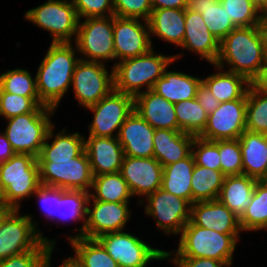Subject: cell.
Returning a JSON list of instances; mask_svg holds the SVG:
<instances>
[{
  "label": "cell",
  "mask_w": 267,
  "mask_h": 267,
  "mask_svg": "<svg viewBox=\"0 0 267 267\" xmlns=\"http://www.w3.org/2000/svg\"><path fill=\"white\" fill-rule=\"evenodd\" d=\"M240 234H222L189 221L182 229L173 257L211 258L232 264Z\"/></svg>",
  "instance_id": "5"
},
{
  "label": "cell",
  "mask_w": 267,
  "mask_h": 267,
  "mask_svg": "<svg viewBox=\"0 0 267 267\" xmlns=\"http://www.w3.org/2000/svg\"><path fill=\"white\" fill-rule=\"evenodd\" d=\"M247 99L222 102L208 115L204 131L198 136L208 141L239 139L246 130Z\"/></svg>",
  "instance_id": "15"
},
{
  "label": "cell",
  "mask_w": 267,
  "mask_h": 267,
  "mask_svg": "<svg viewBox=\"0 0 267 267\" xmlns=\"http://www.w3.org/2000/svg\"><path fill=\"white\" fill-rule=\"evenodd\" d=\"M15 154L5 134L0 133V164L7 161Z\"/></svg>",
  "instance_id": "52"
},
{
  "label": "cell",
  "mask_w": 267,
  "mask_h": 267,
  "mask_svg": "<svg viewBox=\"0 0 267 267\" xmlns=\"http://www.w3.org/2000/svg\"><path fill=\"white\" fill-rule=\"evenodd\" d=\"M178 131L198 137L207 123L208 114L196 98L183 100L174 104Z\"/></svg>",
  "instance_id": "36"
},
{
  "label": "cell",
  "mask_w": 267,
  "mask_h": 267,
  "mask_svg": "<svg viewBox=\"0 0 267 267\" xmlns=\"http://www.w3.org/2000/svg\"><path fill=\"white\" fill-rule=\"evenodd\" d=\"M13 209L0 228V261L32 250H54L56 239L41 234L30 214L20 215Z\"/></svg>",
  "instance_id": "6"
},
{
  "label": "cell",
  "mask_w": 267,
  "mask_h": 267,
  "mask_svg": "<svg viewBox=\"0 0 267 267\" xmlns=\"http://www.w3.org/2000/svg\"><path fill=\"white\" fill-rule=\"evenodd\" d=\"M214 66L215 69L217 68V73L214 72L202 79V82L209 88L213 96L220 103L247 99V90L250 82L240 74L227 71L216 65Z\"/></svg>",
  "instance_id": "28"
},
{
  "label": "cell",
  "mask_w": 267,
  "mask_h": 267,
  "mask_svg": "<svg viewBox=\"0 0 267 267\" xmlns=\"http://www.w3.org/2000/svg\"><path fill=\"white\" fill-rule=\"evenodd\" d=\"M252 1L261 9L267 0H252Z\"/></svg>",
  "instance_id": "58"
},
{
  "label": "cell",
  "mask_w": 267,
  "mask_h": 267,
  "mask_svg": "<svg viewBox=\"0 0 267 267\" xmlns=\"http://www.w3.org/2000/svg\"><path fill=\"white\" fill-rule=\"evenodd\" d=\"M225 175L221 170H214L194 165L191 189L194 202L216 200L224 182Z\"/></svg>",
  "instance_id": "33"
},
{
  "label": "cell",
  "mask_w": 267,
  "mask_h": 267,
  "mask_svg": "<svg viewBox=\"0 0 267 267\" xmlns=\"http://www.w3.org/2000/svg\"><path fill=\"white\" fill-rule=\"evenodd\" d=\"M54 127L49 128L37 157L40 184L90 193L94 176L85 151L84 135L79 132L67 134L65 128L55 135Z\"/></svg>",
  "instance_id": "1"
},
{
  "label": "cell",
  "mask_w": 267,
  "mask_h": 267,
  "mask_svg": "<svg viewBox=\"0 0 267 267\" xmlns=\"http://www.w3.org/2000/svg\"><path fill=\"white\" fill-rule=\"evenodd\" d=\"M72 44L51 42L35 75L40 102L55 110L71 87L75 66L81 58L76 56L77 49Z\"/></svg>",
  "instance_id": "2"
},
{
  "label": "cell",
  "mask_w": 267,
  "mask_h": 267,
  "mask_svg": "<svg viewBox=\"0 0 267 267\" xmlns=\"http://www.w3.org/2000/svg\"><path fill=\"white\" fill-rule=\"evenodd\" d=\"M119 267H146L152 260H165L166 251L154 248L128 232H110L97 238Z\"/></svg>",
  "instance_id": "11"
},
{
  "label": "cell",
  "mask_w": 267,
  "mask_h": 267,
  "mask_svg": "<svg viewBox=\"0 0 267 267\" xmlns=\"http://www.w3.org/2000/svg\"><path fill=\"white\" fill-rule=\"evenodd\" d=\"M244 76L251 82L267 63L257 26L236 27L219 42L215 63L220 68Z\"/></svg>",
  "instance_id": "3"
},
{
  "label": "cell",
  "mask_w": 267,
  "mask_h": 267,
  "mask_svg": "<svg viewBox=\"0 0 267 267\" xmlns=\"http://www.w3.org/2000/svg\"><path fill=\"white\" fill-rule=\"evenodd\" d=\"M13 210L9 206H0V228L5 219V217Z\"/></svg>",
  "instance_id": "56"
},
{
  "label": "cell",
  "mask_w": 267,
  "mask_h": 267,
  "mask_svg": "<svg viewBox=\"0 0 267 267\" xmlns=\"http://www.w3.org/2000/svg\"><path fill=\"white\" fill-rule=\"evenodd\" d=\"M150 35L180 47L185 36V9H153L148 20Z\"/></svg>",
  "instance_id": "26"
},
{
  "label": "cell",
  "mask_w": 267,
  "mask_h": 267,
  "mask_svg": "<svg viewBox=\"0 0 267 267\" xmlns=\"http://www.w3.org/2000/svg\"><path fill=\"white\" fill-rule=\"evenodd\" d=\"M151 39L148 21L113 16V42L117 62L149 52L153 48Z\"/></svg>",
  "instance_id": "16"
},
{
  "label": "cell",
  "mask_w": 267,
  "mask_h": 267,
  "mask_svg": "<svg viewBox=\"0 0 267 267\" xmlns=\"http://www.w3.org/2000/svg\"><path fill=\"white\" fill-rule=\"evenodd\" d=\"M241 231H260L267 229V183L257 181L251 203L239 217Z\"/></svg>",
  "instance_id": "34"
},
{
  "label": "cell",
  "mask_w": 267,
  "mask_h": 267,
  "mask_svg": "<svg viewBox=\"0 0 267 267\" xmlns=\"http://www.w3.org/2000/svg\"><path fill=\"white\" fill-rule=\"evenodd\" d=\"M195 136L178 130L155 129L154 158L164 167L188 157L192 153Z\"/></svg>",
  "instance_id": "24"
},
{
  "label": "cell",
  "mask_w": 267,
  "mask_h": 267,
  "mask_svg": "<svg viewBox=\"0 0 267 267\" xmlns=\"http://www.w3.org/2000/svg\"><path fill=\"white\" fill-rule=\"evenodd\" d=\"M201 83L202 79L197 76L179 71H167L166 68L163 75L155 82L152 91L175 104L196 98L197 88Z\"/></svg>",
  "instance_id": "27"
},
{
  "label": "cell",
  "mask_w": 267,
  "mask_h": 267,
  "mask_svg": "<svg viewBox=\"0 0 267 267\" xmlns=\"http://www.w3.org/2000/svg\"><path fill=\"white\" fill-rule=\"evenodd\" d=\"M198 12L202 15L209 31L219 42L236 28L219 0L213 6L198 8Z\"/></svg>",
  "instance_id": "41"
},
{
  "label": "cell",
  "mask_w": 267,
  "mask_h": 267,
  "mask_svg": "<svg viewBox=\"0 0 267 267\" xmlns=\"http://www.w3.org/2000/svg\"><path fill=\"white\" fill-rule=\"evenodd\" d=\"M250 84L260 93L267 95V63Z\"/></svg>",
  "instance_id": "51"
},
{
  "label": "cell",
  "mask_w": 267,
  "mask_h": 267,
  "mask_svg": "<svg viewBox=\"0 0 267 267\" xmlns=\"http://www.w3.org/2000/svg\"><path fill=\"white\" fill-rule=\"evenodd\" d=\"M243 174L258 181L267 179V142L262 133L245 130L239 137Z\"/></svg>",
  "instance_id": "25"
},
{
  "label": "cell",
  "mask_w": 267,
  "mask_h": 267,
  "mask_svg": "<svg viewBox=\"0 0 267 267\" xmlns=\"http://www.w3.org/2000/svg\"><path fill=\"white\" fill-rule=\"evenodd\" d=\"M120 173L127 182L133 196H139L138 204L143 205L147 195L161 188L163 166L154 158L125 156Z\"/></svg>",
  "instance_id": "18"
},
{
  "label": "cell",
  "mask_w": 267,
  "mask_h": 267,
  "mask_svg": "<svg viewBox=\"0 0 267 267\" xmlns=\"http://www.w3.org/2000/svg\"><path fill=\"white\" fill-rule=\"evenodd\" d=\"M180 48L200 55V59L215 65L219 41L209 31L199 12L185 9V36Z\"/></svg>",
  "instance_id": "20"
},
{
  "label": "cell",
  "mask_w": 267,
  "mask_h": 267,
  "mask_svg": "<svg viewBox=\"0 0 267 267\" xmlns=\"http://www.w3.org/2000/svg\"><path fill=\"white\" fill-rule=\"evenodd\" d=\"M263 135H264L265 140H266V142H267V132H265Z\"/></svg>",
  "instance_id": "60"
},
{
  "label": "cell",
  "mask_w": 267,
  "mask_h": 267,
  "mask_svg": "<svg viewBox=\"0 0 267 267\" xmlns=\"http://www.w3.org/2000/svg\"><path fill=\"white\" fill-rule=\"evenodd\" d=\"M114 16L148 21L153 10L151 0H113Z\"/></svg>",
  "instance_id": "44"
},
{
  "label": "cell",
  "mask_w": 267,
  "mask_h": 267,
  "mask_svg": "<svg viewBox=\"0 0 267 267\" xmlns=\"http://www.w3.org/2000/svg\"><path fill=\"white\" fill-rule=\"evenodd\" d=\"M134 110L154 129L178 130L174 104L152 90L134 97Z\"/></svg>",
  "instance_id": "23"
},
{
  "label": "cell",
  "mask_w": 267,
  "mask_h": 267,
  "mask_svg": "<svg viewBox=\"0 0 267 267\" xmlns=\"http://www.w3.org/2000/svg\"><path fill=\"white\" fill-rule=\"evenodd\" d=\"M67 240L75 253L70 258L79 267H119L97 239L70 235Z\"/></svg>",
  "instance_id": "31"
},
{
  "label": "cell",
  "mask_w": 267,
  "mask_h": 267,
  "mask_svg": "<svg viewBox=\"0 0 267 267\" xmlns=\"http://www.w3.org/2000/svg\"><path fill=\"white\" fill-rule=\"evenodd\" d=\"M105 65L81 59L77 62L71 86L80 106L96 104L114 89L113 67L109 73Z\"/></svg>",
  "instance_id": "12"
},
{
  "label": "cell",
  "mask_w": 267,
  "mask_h": 267,
  "mask_svg": "<svg viewBox=\"0 0 267 267\" xmlns=\"http://www.w3.org/2000/svg\"><path fill=\"white\" fill-rule=\"evenodd\" d=\"M77 16L81 18H96L114 16L113 0H72Z\"/></svg>",
  "instance_id": "45"
},
{
  "label": "cell",
  "mask_w": 267,
  "mask_h": 267,
  "mask_svg": "<svg viewBox=\"0 0 267 267\" xmlns=\"http://www.w3.org/2000/svg\"><path fill=\"white\" fill-rule=\"evenodd\" d=\"M188 0H151L153 9L175 8L186 9Z\"/></svg>",
  "instance_id": "50"
},
{
  "label": "cell",
  "mask_w": 267,
  "mask_h": 267,
  "mask_svg": "<svg viewBox=\"0 0 267 267\" xmlns=\"http://www.w3.org/2000/svg\"><path fill=\"white\" fill-rule=\"evenodd\" d=\"M51 115L54 113H27L6 119L4 134L15 153L39 156L53 125Z\"/></svg>",
  "instance_id": "10"
},
{
  "label": "cell",
  "mask_w": 267,
  "mask_h": 267,
  "mask_svg": "<svg viewBox=\"0 0 267 267\" xmlns=\"http://www.w3.org/2000/svg\"><path fill=\"white\" fill-rule=\"evenodd\" d=\"M154 133L155 129L133 110L116 134L125 156L152 158Z\"/></svg>",
  "instance_id": "19"
},
{
  "label": "cell",
  "mask_w": 267,
  "mask_h": 267,
  "mask_svg": "<svg viewBox=\"0 0 267 267\" xmlns=\"http://www.w3.org/2000/svg\"><path fill=\"white\" fill-rule=\"evenodd\" d=\"M24 18L49 31L52 43L72 42L76 38L79 18L72 0H48L26 11Z\"/></svg>",
  "instance_id": "8"
},
{
  "label": "cell",
  "mask_w": 267,
  "mask_h": 267,
  "mask_svg": "<svg viewBox=\"0 0 267 267\" xmlns=\"http://www.w3.org/2000/svg\"><path fill=\"white\" fill-rule=\"evenodd\" d=\"M77 52L82 54L81 60L101 62L114 60L113 16L85 18L78 23L74 39ZM87 57V58H86Z\"/></svg>",
  "instance_id": "9"
},
{
  "label": "cell",
  "mask_w": 267,
  "mask_h": 267,
  "mask_svg": "<svg viewBox=\"0 0 267 267\" xmlns=\"http://www.w3.org/2000/svg\"><path fill=\"white\" fill-rule=\"evenodd\" d=\"M218 0H188L187 8L198 12V8L213 6Z\"/></svg>",
  "instance_id": "54"
},
{
  "label": "cell",
  "mask_w": 267,
  "mask_h": 267,
  "mask_svg": "<svg viewBox=\"0 0 267 267\" xmlns=\"http://www.w3.org/2000/svg\"><path fill=\"white\" fill-rule=\"evenodd\" d=\"M195 161L192 153L180 161L163 167L161 188L187 200L192 205L191 180Z\"/></svg>",
  "instance_id": "30"
},
{
  "label": "cell",
  "mask_w": 267,
  "mask_h": 267,
  "mask_svg": "<svg viewBox=\"0 0 267 267\" xmlns=\"http://www.w3.org/2000/svg\"><path fill=\"white\" fill-rule=\"evenodd\" d=\"M192 155L196 165L221 170L219 140L208 141L195 137L192 145Z\"/></svg>",
  "instance_id": "43"
},
{
  "label": "cell",
  "mask_w": 267,
  "mask_h": 267,
  "mask_svg": "<svg viewBox=\"0 0 267 267\" xmlns=\"http://www.w3.org/2000/svg\"><path fill=\"white\" fill-rule=\"evenodd\" d=\"M190 221L197 226L222 234H240L239 217L218 199L194 202L191 205Z\"/></svg>",
  "instance_id": "22"
},
{
  "label": "cell",
  "mask_w": 267,
  "mask_h": 267,
  "mask_svg": "<svg viewBox=\"0 0 267 267\" xmlns=\"http://www.w3.org/2000/svg\"><path fill=\"white\" fill-rule=\"evenodd\" d=\"M85 151L93 176L120 172L125 154L117 137L89 135L85 138Z\"/></svg>",
  "instance_id": "21"
},
{
  "label": "cell",
  "mask_w": 267,
  "mask_h": 267,
  "mask_svg": "<svg viewBox=\"0 0 267 267\" xmlns=\"http://www.w3.org/2000/svg\"><path fill=\"white\" fill-rule=\"evenodd\" d=\"M86 109L93 112V120L89 123V135L97 137H117L126 118L134 110V97L112 90L98 103Z\"/></svg>",
  "instance_id": "13"
},
{
  "label": "cell",
  "mask_w": 267,
  "mask_h": 267,
  "mask_svg": "<svg viewBox=\"0 0 267 267\" xmlns=\"http://www.w3.org/2000/svg\"><path fill=\"white\" fill-rule=\"evenodd\" d=\"M41 204L42 212L47 219L55 222L57 220V208L59 203V188L40 186L32 195Z\"/></svg>",
  "instance_id": "47"
},
{
  "label": "cell",
  "mask_w": 267,
  "mask_h": 267,
  "mask_svg": "<svg viewBox=\"0 0 267 267\" xmlns=\"http://www.w3.org/2000/svg\"><path fill=\"white\" fill-rule=\"evenodd\" d=\"M196 99L208 115L220 105V102L203 82L197 88Z\"/></svg>",
  "instance_id": "49"
},
{
  "label": "cell",
  "mask_w": 267,
  "mask_h": 267,
  "mask_svg": "<svg viewBox=\"0 0 267 267\" xmlns=\"http://www.w3.org/2000/svg\"><path fill=\"white\" fill-rule=\"evenodd\" d=\"M128 206L129 202H104L92 200L89 196L82 237L97 239L105 233L124 231L131 217Z\"/></svg>",
  "instance_id": "17"
},
{
  "label": "cell",
  "mask_w": 267,
  "mask_h": 267,
  "mask_svg": "<svg viewBox=\"0 0 267 267\" xmlns=\"http://www.w3.org/2000/svg\"><path fill=\"white\" fill-rule=\"evenodd\" d=\"M55 109L44 106L39 97H24L0 92V116L5 119L27 113H54Z\"/></svg>",
  "instance_id": "37"
},
{
  "label": "cell",
  "mask_w": 267,
  "mask_h": 267,
  "mask_svg": "<svg viewBox=\"0 0 267 267\" xmlns=\"http://www.w3.org/2000/svg\"><path fill=\"white\" fill-rule=\"evenodd\" d=\"M91 189L95 192L89 193L92 200L123 203L133 197L120 172L94 176Z\"/></svg>",
  "instance_id": "32"
},
{
  "label": "cell",
  "mask_w": 267,
  "mask_h": 267,
  "mask_svg": "<svg viewBox=\"0 0 267 267\" xmlns=\"http://www.w3.org/2000/svg\"><path fill=\"white\" fill-rule=\"evenodd\" d=\"M171 251H166V259L173 261L177 267H230L233 264L221 262L211 258L172 257Z\"/></svg>",
  "instance_id": "48"
},
{
  "label": "cell",
  "mask_w": 267,
  "mask_h": 267,
  "mask_svg": "<svg viewBox=\"0 0 267 267\" xmlns=\"http://www.w3.org/2000/svg\"><path fill=\"white\" fill-rule=\"evenodd\" d=\"M53 252L50 254L46 267H51V257ZM59 267H79L70 257L64 259L63 263Z\"/></svg>",
  "instance_id": "55"
},
{
  "label": "cell",
  "mask_w": 267,
  "mask_h": 267,
  "mask_svg": "<svg viewBox=\"0 0 267 267\" xmlns=\"http://www.w3.org/2000/svg\"><path fill=\"white\" fill-rule=\"evenodd\" d=\"M246 130L267 132V95L258 92L251 84L247 90Z\"/></svg>",
  "instance_id": "38"
},
{
  "label": "cell",
  "mask_w": 267,
  "mask_h": 267,
  "mask_svg": "<svg viewBox=\"0 0 267 267\" xmlns=\"http://www.w3.org/2000/svg\"><path fill=\"white\" fill-rule=\"evenodd\" d=\"M53 250H32L0 261V267H46Z\"/></svg>",
  "instance_id": "46"
},
{
  "label": "cell",
  "mask_w": 267,
  "mask_h": 267,
  "mask_svg": "<svg viewBox=\"0 0 267 267\" xmlns=\"http://www.w3.org/2000/svg\"><path fill=\"white\" fill-rule=\"evenodd\" d=\"M88 198L89 192L59 189L56 222L74 221L75 223L77 220L83 222L80 229H73V231L77 230L79 232L76 234V237L83 235Z\"/></svg>",
  "instance_id": "35"
},
{
  "label": "cell",
  "mask_w": 267,
  "mask_h": 267,
  "mask_svg": "<svg viewBox=\"0 0 267 267\" xmlns=\"http://www.w3.org/2000/svg\"><path fill=\"white\" fill-rule=\"evenodd\" d=\"M257 28L261 37L265 57L267 58V15H260Z\"/></svg>",
  "instance_id": "53"
},
{
  "label": "cell",
  "mask_w": 267,
  "mask_h": 267,
  "mask_svg": "<svg viewBox=\"0 0 267 267\" xmlns=\"http://www.w3.org/2000/svg\"><path fill=\"white\" fill-rule=\"evenodd\" d=\"M0 206H7L1 186H0Z\"/></svg>",
  "instance_id": "57"
},
{
  "label": "cell",
  "mask_w": 267,
  "mask_h": 267,
  "mask_svg": "<svg viewBox=\"0 0 267 267\" xmlns=\"http://www.w3.org/2000/svg\"><path fill=\"white\" fill-rule=\"evenodd\" d=\"M236 27L257 26L260 8L252 0H219Z\"/></svg>",
  "instance_id": "40"
},
{
  "label": "cell",
  "mask_w": 267,
  "mask_h": 267,
  "mask_svg": "<svg viewBox=\"0 0 267 267\" xmlns=\"http://www.w3.org/2000/svg\"><path fill=\"white\" fill-rule=\"evenodd\" d=\"M221 172L225 176L242 175L243 164L239 139L219 140Z\"/></svg>",
  "instance_id": "42"
},
{
  "label": "cell",
  "mask_w": 267,
  "mask_h": 267,
  "mask_svg": "<svg viewBox=\"0 0 267 267\" xmlns=\"http://www.w3.org/2000/svg\"><path fill=\"white\" fill-rule=\"evenodd\" d=\"M0 87V92H9L24 97H39L36 87V77L33 78L31 73L26 69H9L1 73Z\"/></svg>",
  "instance_id": "39"
},
{
  "label": "cell",
  "mask_w": 267,
  "mask_h": 267,
  "mask_svg": "<svg viewBox=\"0 0 267 267\" xmlns=\"http://www.w3.org/2000/svg\"><path fill=\"white\" fill-rule=\"evenodd\" d=\"M261 15H267V1L264 6L260 9Z\"/></svg>",
  "instance_id": "59"
},
{
  "label": "cell",
  "mask_w": 267,
  "mask_h": 267,
  "mask_svg": "<svg viewBox=\"0 0 267 267\" xmlns=\"http://www.w3.org/2000/svg\"><path fill=\"white\" fill-rule=\"evenodd\" d=\"M0 186L7 206L20 209V201L32 197L41 186L37 157L15 153L1 163Z\"/></svg>",
  "instance_id": "7"
},
{
  "label": "cell",
  "mask_w": 267,
  "mask_h": 267,
  "mask_svg": "<svg viewBox=\"0 0 267 267\" xmlns=\"http://www.w3.org/2000/svg\"><path fill=\"white\" fill-rule=\"evenodd\" d=\"M145 214L155 219L157 228L167 234H181L190 221L191 204L178 196L159 188L147 195Z\"/></svg>",
  "instance_id": "14"
},
{
  "label": "cell",
  "mask_w": 267,
  "mask_h": 267,
  "mask_svg": "<svg viewBox=\"0 0 267 267\" xmlns=\"http://www.w3.org/2000/svg\"><path fill=\"white\" fill-rule=\"evenodd\" d=\"M257 181L244 174L225 176L217 199L240 217L251 203Z\"/></svg>",
  "instance_id": "29"
},
{
  "label": "cell",
  "mask_w": 267,
  "mask_h": 267,
  "mask_svg": "<svg viewBox=\"0 0 267 267\" xmlns=\"http://www.w3.org/2000/svg\"><path fill=\"white\" fill-rule=\"evenodd\" d=\"M155 52L152 48L143 55L115 62L112 66L114 90L133 97L142 93L141 89L145 87V91L152 90L163 71L183 55L166 56Z\"/></svg>",
  "instance_id": "4"
}]
</instances>
